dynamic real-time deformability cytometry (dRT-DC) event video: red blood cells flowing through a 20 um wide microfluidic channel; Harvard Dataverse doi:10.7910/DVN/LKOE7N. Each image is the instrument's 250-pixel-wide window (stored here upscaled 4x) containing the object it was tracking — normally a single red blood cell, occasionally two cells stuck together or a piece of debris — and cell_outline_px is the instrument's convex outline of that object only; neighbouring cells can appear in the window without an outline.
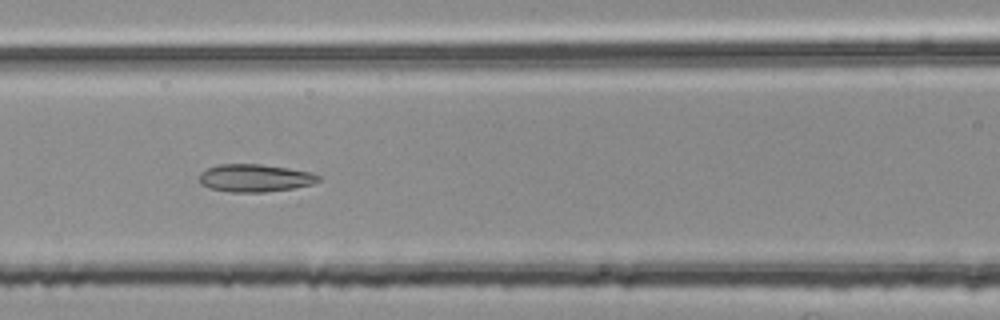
{"species": "common noctule bat (a hibernating species)", "species_latin": "Nyctalus noctula", "temperature_condition": "room temperature", "stored_images_in_passage": 38, "camera_frame_rate_fps": 3000, "um_per_image_px": 0.085, "animal": {"sex": "female", "body_mass_g": 25.1}, "frame": {"image": 1, "passage_image": 15, "time_ms": 4.667, "image_size_px": [1000, 320], "cell_outline_px": [[324, 176], [320, 180], [312, 184], [292, 188], [264, 192], [228, 192], [212, 188], [200, 184], [200, 172], [208, 168], [220, 164], [260, 164], [288, 168], [312, 172]], "centroid_in_image_um": [21.71, 15.13], "position_along_channel_um": 144.9, "area_um2": 19.25}}
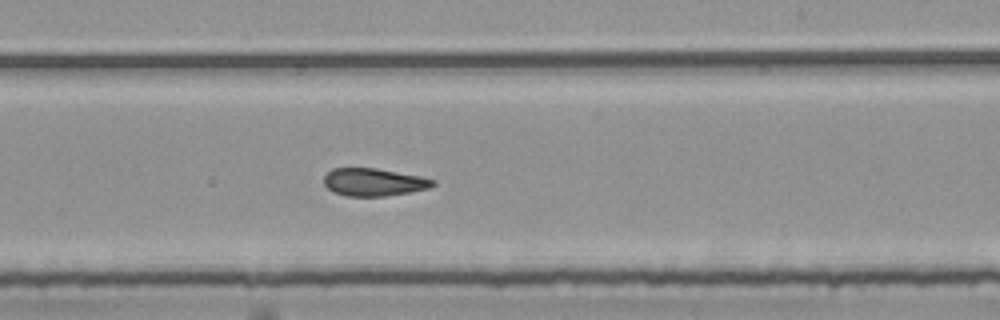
{"frame": {"image": 2, "passage_image": 24, "time_ms": 7.667, "image_size_px": [1000, 320], "cell_outline_px": [[436, 184], [428, 188], [408, 192], [384, 196], [348, 196], [336, 192], [328, 188], [324, 184], [324, 176], [332, 168], [376, 168], [420, 176], [436, 180]], "centroid_in_image_um": [31.77, 15.47], "position_along_channel_um": 257.2, "area_um2": 17.4}}
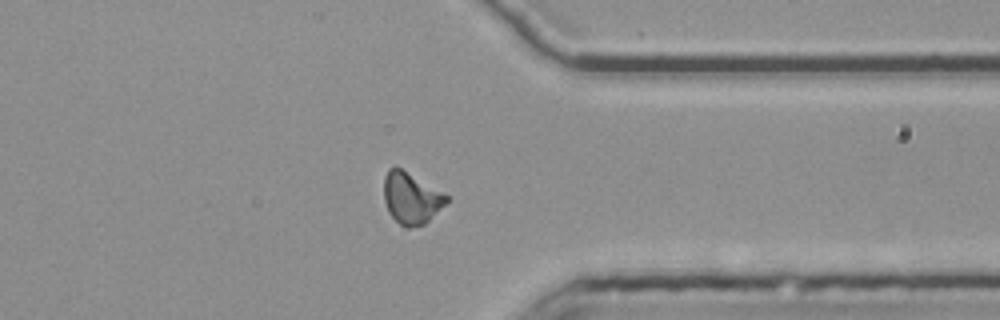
{"frame": {"image": 3, "passage_image": 34, "time_ms": 11.0, "image_size_px": [1000, 320], "cell_outline_px": [[448, 200], [424, 224], [400, 224], [388, 212], [384, 200], [384, 176], [388, 168], [400, 168], [448, 196]], "centroid_in_image_um": [34.9, 16.8], "position_along_channel_um": 376.5, "area_um2": 17.8}, "authors_computed_cell_mechanics": {"area_um2": 18.6694, "velocity_mm_per_s": 3.763, "shape_relaxation_time_tau1_ms": null, "shape_relaxation_time_tau2_ms": 2.6609, "deformation_change_tau1": null, "deformation_change_tau2": 0.1072}}